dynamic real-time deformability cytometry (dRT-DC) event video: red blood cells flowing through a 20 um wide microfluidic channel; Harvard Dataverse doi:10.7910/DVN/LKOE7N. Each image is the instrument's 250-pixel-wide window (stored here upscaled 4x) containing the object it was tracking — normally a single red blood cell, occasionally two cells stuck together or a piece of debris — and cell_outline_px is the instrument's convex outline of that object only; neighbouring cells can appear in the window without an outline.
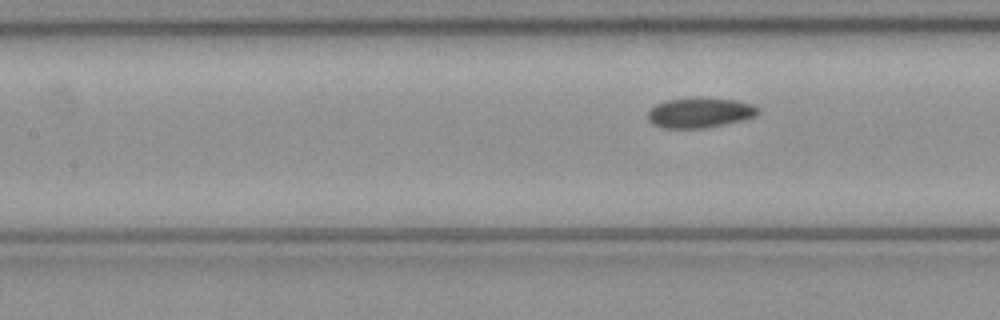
{"species": "common noctule bat (a hibernating species)", "species_latin": "Nyctalus noctula", "temperature_condition": "cold", "stored_images_in_passage": 6, "segment_of_instrument_passage": [2, 2], "camera_frame_rate_fps": 3000, "um_per_image_px": 0.085, "animal": {"sex": "female", "body_mass_g": 21.9}, "frame": {"image": 1, "passage_image": 6, "time_ms": 1.667, "image_size_px": [1000, 320], "cell_outline_px": [[760, 112], [756, 116], [744, 120], [704, 128], [660, 128], [652, 124], [648, 120], [648, 112], [656, 104], [668, 100], [736, 100], [752, 104], [760, 108]], "centroid_in_image_um": [59.5, 9.63], "position_along_channel_um": 147.9, "area_um2": 18.73}}